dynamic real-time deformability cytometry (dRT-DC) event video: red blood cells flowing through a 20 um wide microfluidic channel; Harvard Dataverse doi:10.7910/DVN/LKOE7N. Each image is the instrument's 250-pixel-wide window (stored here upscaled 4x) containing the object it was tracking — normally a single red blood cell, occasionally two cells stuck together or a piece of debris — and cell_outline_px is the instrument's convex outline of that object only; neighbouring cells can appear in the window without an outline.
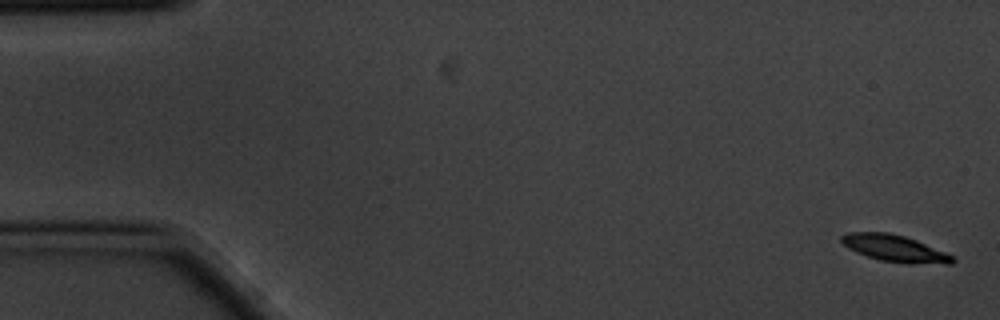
{"species": "common noctule bat (a hibernating species)", "species_latin": "Nyctalus noctula", "temperature_condition": "cold", "stored_images_in_passage": 5, "segment_of_instrument_passage": [1, 2], "camera_frame_rate_fps": 3000, "um_per_image_px": 0.085, "animal": {"sex": "male", "body_mass_g": 20.1, "forearm_length_mm": 53.5}, "frame": {"image": 1, "passage_image": 1, "time_ms": 0.0, "image_size_px": [1000, 320], "cell_outline_px": [[956, 260], [952, 264], [908, 264], [880, 260], [856, 252], [848, 248], [840, 240], [840, 236], [848, 232], [888, 232], [904, 236], [916, 240], [944, 252], [952, 256]], "centroid_in_image_um": [76.05, 21.12], "position_along_channel_um": 9.0, "area_um2": 17.28}}